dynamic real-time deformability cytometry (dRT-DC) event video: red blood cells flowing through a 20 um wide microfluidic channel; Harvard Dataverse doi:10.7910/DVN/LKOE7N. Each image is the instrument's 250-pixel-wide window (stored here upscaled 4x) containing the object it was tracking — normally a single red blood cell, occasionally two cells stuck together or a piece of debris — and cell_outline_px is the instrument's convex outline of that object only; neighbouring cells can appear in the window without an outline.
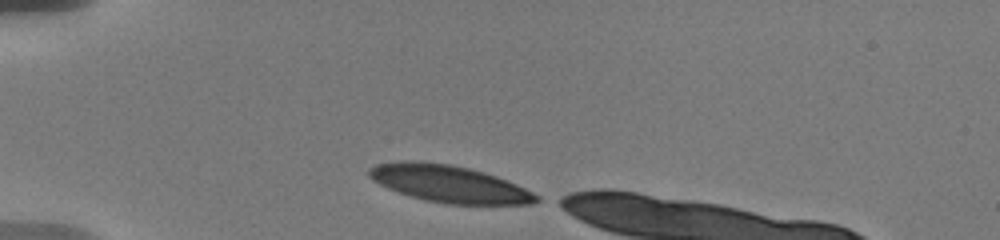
{"species": "human", "species_latin": "Homo sapiens", "temperature_condition": "warm", "stored_images_in_passage": 6, "camera_frame_rate_fps": 3000, "um_per_image_px": 0.085, "donor": {"sex": "male"}, "frame": {"image": 1, "passage_image": 1, "time_ms": 0.0, "image_size_px": [1000, 240], "cell_outline_px": [[540, 200], [532, 204], [448, 204], [424, 200], [388, 188], [372, 180], [368, 176], [368, 168], [376, 164], [400, 160], [412, 160], [448, 164], [468, 168], [484, 172], [496, 176], [516, 184], [540, 196]], "centroid_in_image_um": [38.15, 15.62], "position_along_channel_um": 46.8, "area_um2": 36.01}}
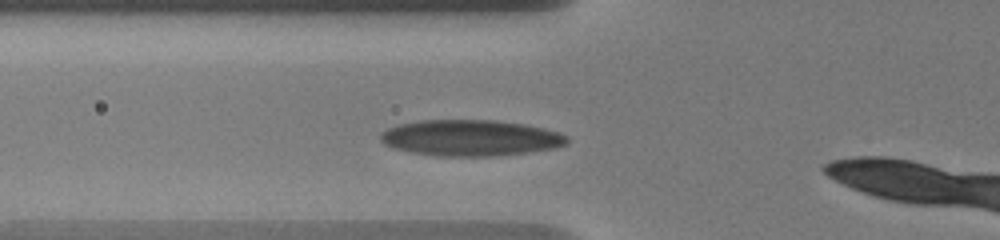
{"frame": {"image": 2, "passage_image": 5, "time_ms": 2.0, "image_size_px": [1000, 240], "cell_outline_px": [[568, 144], [556, 148], [492, 156], [436, 156], [412, 152], [396, 148], [384, 144], [380, 140], [380, 132], [388, 128], [400, 124], [420, 120], [496, 120], [524, 124], [544, 128], [568, 136]], "centroid_in_image_um": [39.99, 11.71], "position_along_channel_um": 85.8, "area_um2": 39.13}}